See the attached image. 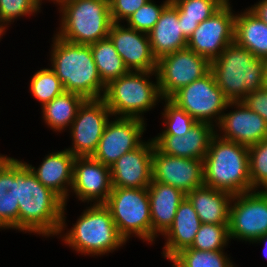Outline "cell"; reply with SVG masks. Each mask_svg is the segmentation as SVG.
<instances>
[{
  "mask_svg": "<svg viewBox=\"0 0 267 267\" xmlns=\"http://www.w3.org/2000/svg\"><path fill=\"white\" fill-rule=\"evenodd\" d=\"M18 230L59 235L65 228V202L43 186L25 162L17 160ZM65 224V225H64Z\"/></svg>",
  "mask_w": 267,
  "mask_h": 267,
  "instance_id": "6da1fadb",
  "label": "cell"
},
{
  "mask_svg": "<svg viewBox=\"0 0 267 267\" xmlns=\"http://www.w3.org/2000/svg\"><path fill=\"white\" fill-rule=\"evenodd\" d=\"M54 36L51 69L60 79L64 90L85 99L103 98L106 85L100 79L90 45L74 44Z\"/></svg>",
  "mask_w": 267,
  "mask_h": 267,
  "instance_id": "7a4b0ae2",
  "label": "cell"
},
{
  "mask_svg": "<svg viewBox=\"0 0 267 267\" xmlns=\"http://www.w3.org/2000/svg\"><path fill=\"white\" fill-rule=\"evenodd\" d=\"M204 185L233 195L252 191L248 147L213 136L203 160Z\"/></svg>",
  "mask_w": 267,
  "mask_h": 267,
  "instance_id": "3957f363",
  "label": "cell"
},
{
  "mask_svg": "<svg viewBox=\"0 0 267 267\" xmlns=\"http://www.w3.org/2000/svg\"><path fill=\"white\" fill-rule=\"evenodd\" d=\"M265 63V59L257 58L234 41L210 63V71L225 97L238 102L248 93L264 88Z\"/></svg>",
  "mask_w": 267,
  "mask_h": 267,
  "instance_id": "277c9868",
  "label": "cell"
},
{
  "mask_svg": "<svg viewBox=\"0 0 267 267\" xmlns=\"http://www.w3.org/2000/svg\"><path fill=\"white\" fill-rule=\"evenodd\" d=\"M60 5L57 36L74 44L90 45L108 37L112 19L109 0H65Z\"/></svg>",
  "mask_w": 267,
  "mask_h": 267,
  "instance_id": "5b68a950",
  "label": "cell"
},
{
  "mask_svg": "<svg viewBox=\"0 0 267 267\" xmlns=\"http://www.w3.org/2000/svg\"><path fill=\"white\" fill-rule=\"evenodd\" d=\"M73 226L62 240L81 254L104 255L126 243L104 204L90 205Z\"/></svg>",
  "mask_w": 267,
  "mask_h": 267,
  "instance_id": "8992f818",
  "label": "cell"
},
{
  "mask_svg": "<svg viewBox=\"0 0 267 267\" xmlns=\"http://www.w3.org/2000/svg\"><path fill=\"white\" fill-rule=\"evenodd\" d=\"M154 73L156 84L147 79ZM159 98L163 99L156 72L129 71L106 85L102 99L112 115L144 120L142 114L151 110Z\"/></svg>",
  "mask_w": 267,
  "mask_h": 267,
  "instance_id": "52a82bcc",
  "label": "cell"
},
{
  "mask_svg": "<svg viewBox=\"0 0 267 267\" xmlns=\"http://www.w3.org/2000/svg\"><path fill=\"white\" fill-rule=\"evenodd\" d=\"M104 205L109 209L119 234L125 239L133 233L152 242V221L147 188H112Z\"/></svg>",
  "mask_w": 267,
  "mask_h": 267,
  "instance_id": "ba28073f",
  "label": "cell"
},
{
  "mask_svg": "<svg viewBox=\"0 0 267 267\" xmlns=\"http://www.w3.org/2000/svg\"><path fill=\"white\" fill-rule=\"evenodd\" d=\"M178 107L185 110L197 122L212 124L216 118V125L221 120L224 109L233 106L217 86L213 73L209 71L202 78L180 88L170 98ZM215 116V117H214Z\"/></svg>",
  "mask_w": 267,
  "mask_h": 267,
  "instance_id": "9c48e42d",
  "label": "cell"
},
{
  "mask_svg": "<svg viewBox=\"0 0 267 267\" xmlns=\"http://www.w3.org/2000/svg\"><path fill=\"white\" fill-rule=\"evenodd\" d=\"M228 230L230 239L237 238L252 243L267 234V190L233 195Z\"/></svg>",
  "mask_w": 267,
  "mask_h": 267,
  "instance_id": "30bf717a",
  "label": "cell"
},
{
  "mask_svg": "<svg viewBox=\"0 0 267 267\" xmlns=\"http://www.w3.org/2000/svg\"><path fill=\"white\" fill-rule=\"evenodd\" d=\"M210 71V62L188 48L162 56L157 60L159 91L170 98L180 88L202 78Z\"/></svg>",
  "mask_w": 267,
  "mask_h": 267,
  "instance_id": "8fae6325",
  "label": "cell"
},
{
  "mask_svg": "<svg viewBox=\"0 0 267 267\" xmlns=\"http://www.w3.org/2000/svg\"><path fill=\"white\" fill-rule=\"evenodd\" d=\"M110 115L111 111L102 98L86 99L69 127L73 147L67 150L75 157L92 156L97 150Z\"/></svg>",
  "mask_w": 267,
  "mask_h": 267,
  "instance_id": "7c38bea8",
  "label": "cell"
},
{
  "mask_svg": "<svg viewBox=\"0 0 267 267\" xmlns=\"http://www.w3.org/2000/svg\"><path fill=\"white\" fill-rule=\"evenodd\" d=\"M235 15L225 3L210 18L202 21L188 39L187 48L210 63L234 42Z\"/></svg>",
  "mask_w": 267,
  "mask_h": 267,
  "instance_id": "4fadbf2b",
  "label": "cell"
},
{
  "mask_svg": "<svg viewBox=\"0 0 267 267\" xmlns=\"http://www.w3.org/2000/svg\"><path fill=\"white\" fill-rule=\"evenodd\" d=\"M144 130V120L139 118L117 117L114 121H108L92 157L110 167L123 154L143 143L140 138Z\"/></svg>",
  "mask_w": 267,
  "mask_h": 267,
  "instance_id": "5bb4252c",
  "label": "cell"
},
{
  "mask_svg": "<svg viewBox=\"0 0 267 267\" xmlns=\"http://www.w3.org/2000/svg\"><path fill=\"white\" fill-rule=\"evenodd\" d=\"M152 181L173 186L187 194L204 185L203 160L161 153L154 145Z\"/></svg>",
  "mask_w": 267,
  "mask_h": 267,
  "instance_id": "9a60e30c",
  "label": "cell"
},
{
  "mask_svg": "<svg viewBox=\"0 0 267 267\" xmlns=\"http://www.w3.org/2000/svg\"><path fill=\"white\" fill-rule=\"evenodd\" d=\"M72 190L83 202L95 201L94 204H104L112 191L110 167L92 156L76 157Z\"/></svg>",
  "mask_w": 267,
  "mask_h": 267,
  "instance_id": "2e32d148",
  "label": "cell"
},
{
  "mask_svg": "<svg viewBox=\"0 0 267 267\" xmlns=\"http://www.w3.org/2000/svg\"><path fill=\"white\" fill-rule=\"evenodd\" d=\"M108 37L129 71L156 72L157 59L147 33L113 22Z\"/></svg>",
  "mask_w": 267,
  "mask_h": 267,
  "instance_id": "e0dca14e",
  "label": "cell"
},
{
  "mask_svg": "<svg viewBox=\"0 0 267 267\" xmlns=\"http://www.w3.org/2000/svg\"><path fill=\"white\" fill-rule=\"evenodd\" d=\"M154 141L123 154L111 166L112 188H147L152 181V153Z\"/></svg>",
  "mask_w": 267,
  "mask_h": 267,
  "instance_id": "ac0fdd59",
  "label": "cell"
},
{
  "mask_svg": "<svg viewBox=\"0 0 267 267\" xmlns=\"http://www.w3.org/2000/svg\"><path fill=\"white\" fill-rule=\"evenodd\" d=\"M236 110L222 114L218 127L225 140L234 141L247 147L267 138V122L249 109L242 101L233 102ZM238 108V110H237Z\"/></svg>",
  "mask_w": 267,
  "mask_h": 267,
  "instance_id": "d6986e66",
  "label": "cell"
},
{
  "mask_svg": "<svg viewBox=\"0 0 267 267\" xmlns=\"http://www.w3.org/2000/svg\"><path fill=\"white\" fill-rule=\"evenodd\" d=\"M215 134L214 125L197 122L183 136L159 135L153 138V141L155 147L163 154L204 160Z\"/></svg>",
  "mask_w": 267,
  "mask_h": 267,
  "instance_id": "ffe728a7",
  "label": "cell"
},
{
  "mask_svg": "<svg viewBox=\"0 0 267 267\" xmlns=\"http://www.w3.org/2000/svg\"><path fill=\"white\" fill-rule=\"evenodd\" d=\"M75 158L69 150L65 149L47 155L37 169L30 164L25 163V165L43 186L56 193L66 204L69 196L67 188L68 186L72 188Z\"/></svg>",
  "mask_w": 267,
  "mask_h": 267,
  "instance_id": "44dd1931",
  "label": "cell"
},
{
  "mask_svg": "<svg viewBox=\"0 0 267 267\" xmlns=\"http://www.w3.org/2000/svg\"><path fill=\"white\" fill-rule=\"evenodd\" d=\"M147 191L150 202L153 242L158 233L163 235L172 225L177 208L186 194L171 185L156 181H151Z\"/></svg>",
  "mask_w": 267,
  "mask_h": 267,
  "instance_id": "7402d4cb",
  "label": "cell"
},
{
  "mask_svg": "<svg viewBox=\"0 0 267 267\" xmlns=\"http://www.w3.org/2000/svg\"><path fill=\"white\" fill-rule=\"evenodd\" d=\"M151 51L158 60L164 55L187 48L188 40L181 30L178 9L170 2L161 12L159 20L148 33Z\"/></svg>",
  "mask_w": 267,
  "mask_h": 267,
  "instance_id": "603a6c76",
  "label": "cell"
},
{
  "mask_svg": "<svg viewBox=\"0 0 267 267\" xmlns=\"http://www.w3.org/2000/svg\"><path fill=\"white\" fill-rule=\"evenodd\" d=\"M201 224L195 209L185 197L177 208L172 225L163 234L167 239L163 248L164 258H172L190 247Z\"/></svg>",
  "mask_w": 267,
  "mask_h": 267,
  "instance_id": "cb8c5ba5",
  "label": "cell"
},
{
  "mask_svg": "<svg viewBox=\"0 0 267 267\" xmlns=\"http://www.w3.org/2000/svg\"><path fill=\"white\" fill-rule=\"evenodd\" d=\"M201 223L228 224L233 194L208 186L195 188L186 194Z\"/></svg>",
  "mask_w": 267,
  "mask_h": 267,
  "instance_id": "d4e9b609",
  "label": "cell"
},
{
  "mask_svg": "<svg viewBox=\"0 0 267 267\" xmlns=\"http://www.w3.org/2000/svg\"><path fill=\"white\" fill-rule=\"evenodd\" d=\"M17 159L0 155V228L18 229Z\"/></svg>",
  "mask_w": 267,
  "mask_h": 267,
  "instance_id": "484cf974",
  "label": "cell"
},
{
  "mask_svg": "<svg viewBox=\"0 0 267 267\" xmlns=\"http://www.w3.org/2000/svg\"><path fill=\"white\" fill-rule=\"evenodd\" d=\"M234 41L257 58L267 60V24L250 9L235 16Z\"/></svg>",
  "mask_w": 267,
  "mask_h": 267,
  "instance_id": "4316f807",
  "label": "cell"
},
{
  "mask_svg": "<svg viewBox=\"0 0 267 267\" xmlns=\"http://www.w3.org/2000/svg\"><path fill=\"white\" fill-rule=\"evenodd\" d=\"M86 99L76 93L64 91L42 107L43 119L54 131L71 126L79 107Z\"/></svg>",
  "mask_w": 267,
  "mask_h": 267,
  "instance_id": "83f0119b",
  "label": "cell"
},
{
  "mask_svg": "<svg viewBox=\"0 0 267 267\" xmlns=\"http://www.w3.org/2000/svg\"><path fill=\"white\" fill-rule=\"evenodd\" d=\"M178 9L181 30L188 40L198 25L210 18L224 3L221 0H171Z\"/></svg>",
  "mask_w": 267,
  "mask_h": 267,
  "instance_id": "f1b7e54d",
  "label": "cell"
},
{
  "mask_svg": "<svg viewBox=\"0 0 267 267\" xmlns=\"http://www.w3.org/2000/svg\"><path fill=\"white\" fill-rule=\"evenodd\" d=\"M90 49L100 79L105 85L129 72L109 37L90 44Z\"/></svg>",
  "mask_w": 267,
  "mask_h": 267,
  "instance_id": "f546056e",
  "label": "cell"
},
{
  "mask_svg": "<svg viewBox=\"0 0 267 267\" xmlns=\"http://www.w3.org/2000/svg\"><path fill=\"white\" fill-rule=\"evenodd\" d=\"M173 258L182 267H235L225 256L223 250L200 251L188 247L181 250Z\"/></svg>",
  "mask_w": 267,
  "mask_h": 267,
  "instance_id": "4dcf8cb0",
  "label": "cell"
},
{
  "mask_svg": "<svg viewBox=\"0 0 267 267\" xmlns=\"http://www.w3.org/2000/svg\"><path fill=\"white\" fill-rule=\"evenodd\" d=\"M30 90L42 107L65 91L60 79L51 68L41 69L33 75Z\"/></svg>",
  "mask_w": 267,
  "mask_h": 267,
  "instance_id": "1f68e13d",
  "label": "cell"
},
{
  "mask_svg": "<svg viewBox=\"0 0 267 267\" xmlns=\"http://www.w3.org/2000/svg\"><path fill=\"white\" fill-rule=\"evenodd\" d=\"M229 240L228 224L202 223L189 248L200 251H218L223 250Z\"/></svg>",
  "mask_w": 267,
  "mask_h": 267,
  "instance_id": "d6a6232c",
  "label": "cell"
},
{
  "mask_svg": "<svg viewBox=\"0 0 267 267\" xmlns=\"http://www.w3.org/2000/svg\"><path fill=\"white\" fill-rule=\"evenodd\" d=\"M249 176L252 190L263 186L267 190V138L248 147Z\"/></svg>",
  "mask_w": 267,
  "mask_h": 267,
  "instance_id": "836d02e7",
  "label": "cell"
},
{
  "mask_svg": "<svg viewBox=\"0 0 267 267\" xmlns=\"http://www.w3.org/2000/svg\"><path fill=\"white\" fill-rule=\"evenodd\" d=\"M165 100L163 117L165 119L164 124L166 129L160 133V135H184L191 127L197 123V121L189 115L185 110L178 107L169 98Z\"/></svg>",
  "mask_w": 267,
  "mask_h": 267,
  "instance_id": "e575fe53",
  "label": "cell"
},
{
  "mask_svg": "<svg viewBox=\"0 0 267 267\" xmlns=\"http://www.w3.org/2000/svg\"><path fill=\"white\" fill-rule=\"evenodd\" d=\"M170 2L171 0H166L163 4L157 6L151 0H148L142 7L128 17L126 20L128 27L148 34L159 20L163 9Z\"/></svg>",
  "mask_w": 267,
  "mask_h": 267,
  "instance_id": "d590c367",
  "label": "cell"
},
{
  "mask_svg": "<svg viewBox=\"0 0 267 267\" xmlns=\"http://www.w3.org/2000/svg\"><path fill=\"white\" fill-rule=\"evenodd\" d=\"M40 0H0V26L5 30L6 24L14 19L39 12Z\"/></svg>",
  "mask_w": 267,
  "mask_h": 267,
  "instance_id": "8d00e7d4",
  "label": "cell"
},
{
  "mask_svg": "<svg viewBox=\"0 0 267 267\" xmlns=\"http://www.w3.org/2000/svg\"><path fill=\"white\" fill-rule=\"evenodd\" d=\"M148 0H109L112 22L120 23L127 20L136 10L142 7Z\"/></svg>",
  "mask_w": 267,
  "mask_h": 267,
  "instance_id": "74e56055",
  "label": "cell"
},
{
  "mask_svg": "<svg viewBox=\"0 0 267 267\" xmlns=\"http://www.w3.org/2000/svg\"><path fill=\"white\" fill-rule=\"evenodd\" d=\"M242 102L267 122V89L262 88L246 95Z\"/></svg>",
  "mask_w": 267,
  "mask_h": 267,
  "instance_id": "f35d334b",
  "label": "cell"
},
{
  "mask_svg": "<svg viewBox=\"0 0 267 267\" xmlns=\"http://www.w3.org/2000/svg\"><path fill=\"white\" fill-rule=\"evenodd\" d=\"M249 9L267 24V0H260L251 8L249 7Z\"/></svg>",
  "mask_w": 267,
  "mask_h": 267,
  "instance_id": "ab89813d",
  "label": "cell"
},
{
  "mask_svg": "<svg viewBox=\"0 0 267 267\" xmlns=\"http://www.w3.org/2000/svg\"><path fill=\"white\" fill-rule=\"evenodd\" d=\"M262 241H263V242L266 241V242H265V249H266V250L264 249V251H265V252H264V255H265V257L267 258V234L262 235L261 237H259L257 240H255V241H253V242H255V243L257 242V243H258V242H262Z\"/></svg>",
  "mask_w": 267,
  "mask_h": 267,
  "instance_id": "60d3db41",
  "label": "cell"
},
{
  "mask_svg": "<svg viewBox=\"0 0 267 267\" xmlns=\"http://www.w3.org/2000/svg\"><path fill=\"white\" fill-rule=\"evenodd\" d=\"M264 88L267 89V60L265 63V78H264Z\"/></svg>",
  "mask_w": 267,
  "mask_h": 267,
  "instance_id": "b9f144b4",
  "label": "cell"
},
{
  "mask_svg": "<svg viewBox=\"0 0 267 267\" xmlns=\"http://www.w3.org/2000/svg\"><path fill=\"white\" fill-rule=\"evenodd\" d=\"M168 259L173 263L172 267H182L173 257Z\"/></svg>",
  "mask_w": 267,
  "mask_h": 267,
  "instance_id": "7bdbcfd3",
  "label": "cell"
},
{
  "mask_svg": "<svg viewBox=\"0 0 267 267\" xmlns=\"http://www.w3.org/2000/svg\"><path fill=\"white\" fill-rule=\"evenodd\" d=\"M52 1H56L57 4H60V3H62L65 0H52ZM40 2H42V0H40Z\"/></svg>",
  "mask_w": 267,
  "mask_h": 267,
  "instance_id": "ee69618b",
  "label": "cell"
},
{
  "mask_svg": "<svg viewBox=\"0 0 267 267\" xmlns=\"http://www.w3.org/2000/svg\"><path fill=\"white\" fill-rule=\"evenodd\" d=\"M4 29L0 26V38H1V35L4 34Z\"/></svg>",
  "mask_w": 267,
  "mask_h": 267,
  "instance_id": "f6af8a7d",
  "label": "cell"
},
{
  "mask_svg": "<svg viewBox=\"0 0 267 267\" xmlns=\"http://www.w3.org/2000/svg\"><path fill=\"white\" fill-rule=\"evenodd\" d=\"M224 4L229 3V0H221Z\"/></svg>",
  "mask_w": 267,
  "mask_h": 267,
  "instance_id": "bcb514c9",
  "label": "cell"
}]
</instances>
